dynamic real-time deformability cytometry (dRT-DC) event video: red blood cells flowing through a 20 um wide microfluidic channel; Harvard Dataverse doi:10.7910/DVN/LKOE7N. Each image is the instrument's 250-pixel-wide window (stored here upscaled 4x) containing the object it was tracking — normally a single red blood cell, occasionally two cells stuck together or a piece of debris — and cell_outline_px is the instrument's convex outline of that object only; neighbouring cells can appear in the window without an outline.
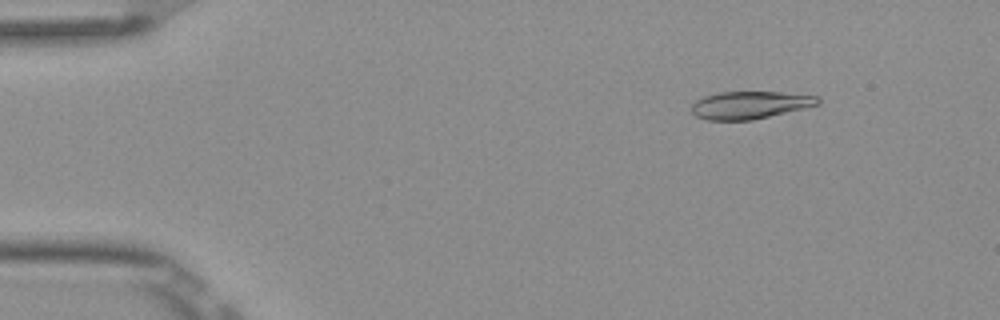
{"species": "Egyptian fruit bat (a non-hibernating species)", "species_latin": "Rousettus aegyptiacus", "temperature_condition": "room temperature", "stored_images_in_passage": 14, "camera_frame_rate_fps": 3000, "um_per_image_px": 0.085, "frame": {"image": 1, "passage_image": 3, "time_ms": 0.667, "image_size_px": [1000, 320], "cell_outline_px": [[820, 104], [804, 108], [752, 120], [708, 120], [696, 116], [692, 112], [692, 104], [696, 100], [704, 96], [720, 92], [780, 92], [820, 96]], "centroid_in_image_um": [63.75, 8.92], "position_along_channel_um": 21.2, "area_um2": 20.23}}
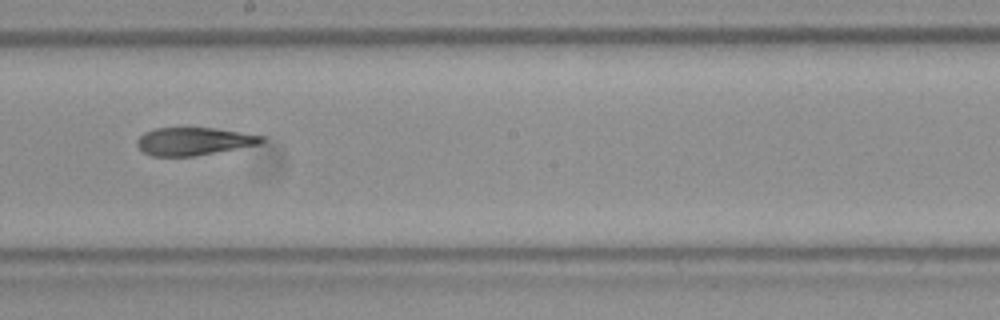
{"frame": {"image": 2, "passage_image": 9, "time_ms": 2.667, "image_size_px": [1000, 320], "cell_outline_px": [[264, 140], [260, 144], [196, 156], [152, 156], [144, 152], [136, 144], [136, 140], [144, 132], [152, 128], [216, 128], [264, 136]], "centroid_in_image_um": [16.45, 12.01], "position_along_channel_um": 231.8, "area_um2": 20.17}}
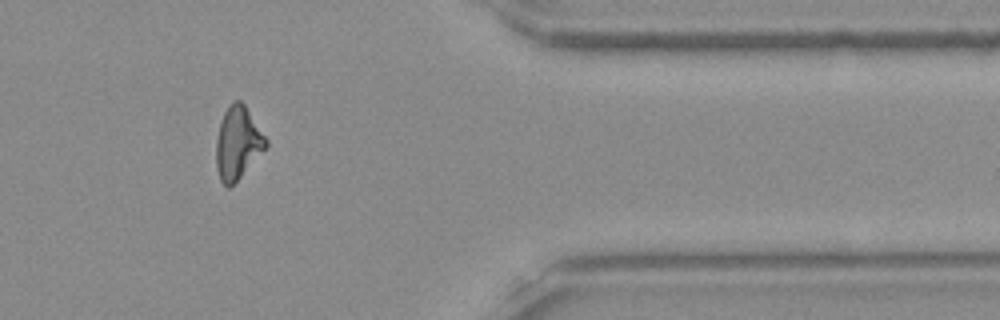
{"frame": {"image": 3, "passage_image": 13, "time_ms": 4.0, "image_size_px": [1000, 320], "cell_outline_px": [[268, 144], [240, 176], [228, 188], [220, 180], [216, 168], [216, 140], [220, 124], [224, 112], [228, 104], [232, 100], [240, 100], [244, 104], [268, 140]], "centroid_in_image_um": [20.18, 12.11], "position_along_channel_um": 391.2, "area_um2": 20.63}}